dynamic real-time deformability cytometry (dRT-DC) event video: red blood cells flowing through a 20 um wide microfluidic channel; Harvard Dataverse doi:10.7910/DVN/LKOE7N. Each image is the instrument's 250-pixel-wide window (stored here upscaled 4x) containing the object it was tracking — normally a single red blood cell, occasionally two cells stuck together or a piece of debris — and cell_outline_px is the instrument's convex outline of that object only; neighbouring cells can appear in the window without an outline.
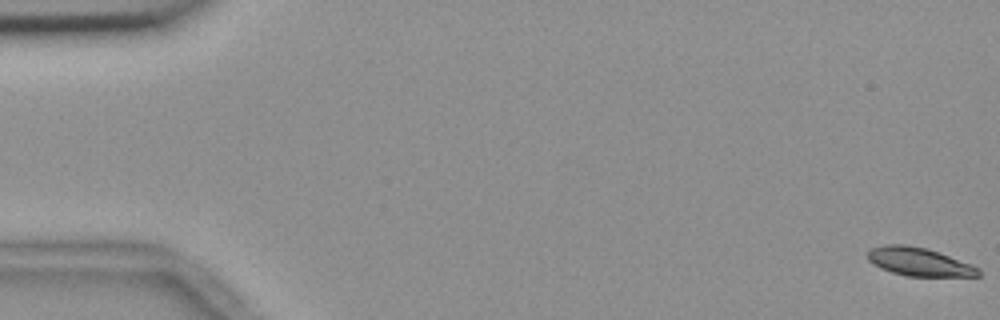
{"species": "common noctule bat (a hibernating species)", "species_latin": "Nyctalus noctula", "temperature_condition": "room temperature", "stored_images_in_passage": 56, "camera_frame_rate_fps": 3000, "um_per_image_px": 0.085, "animal": {"sex": "female", "body_mass_g": 18.4}, "frame": {"image": 1, "passage_image": 1, "time_ms": 0.0, "image_size_px": [1000, 320], "cell_outline_px": [[980, 276], [908, 276], [892, 272], [880, 268], [868, 260], [868, 248], [888, 244], [904, 244], [928, 248], [972, 264], [980, 268]], "centroid_in_image_um": [78.13, 22.24], "position_along_channel_um": 6.9, "area_um2": 18.38}}
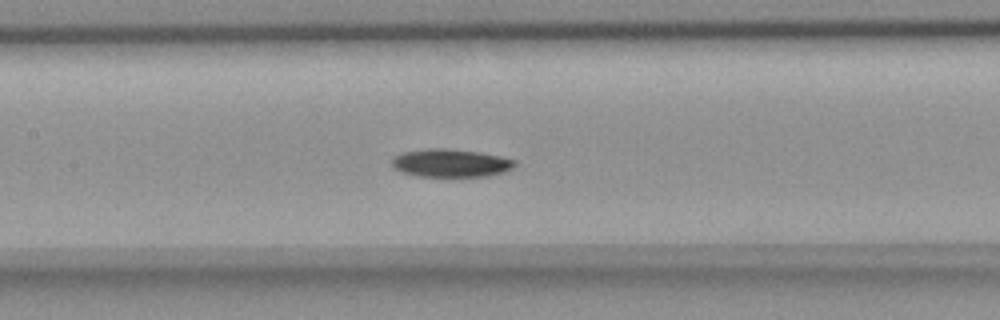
{"frame": {"image": 2, "passage_image": 27, "time_ms": 8.667, "image_size_px": [1000, 320], "cell_outline_px": [[516, 164], [512, 168], [504, 172], [488, 176], [416, 176], [400, 172], [392, 164], [392, 156], [400, 152], [428, 148], [444, 148], [480, 152], [500, 156], [516, 160]], "centroid_in_image_um": [38.29, 13.85], "position_along_channel_um": 169.1, "area_um2": 20.23}}
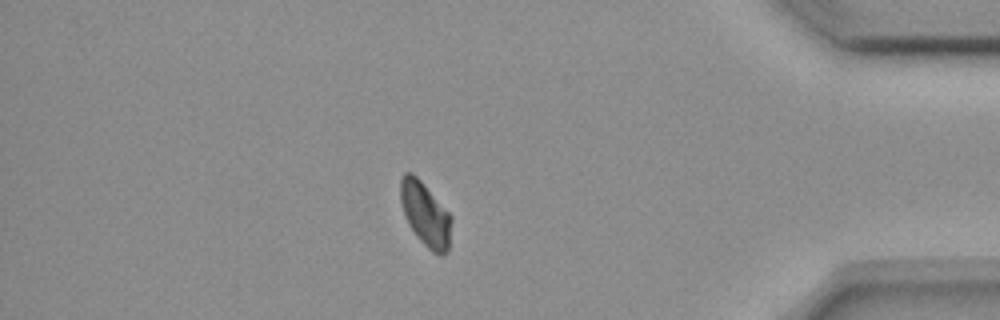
{"frame": {"image": 3, "passage_image": 49, "time_ms": 16.0, "image_size_px": [1000, 320], "cell_outline_px": [[452, 220], [448, 252], [440, 256], [432, 252], [416, 236], [408, 224], [400, 200], [400, 176], [404, 172], [412, 172], [420, 180], [452, 216]], "centroid_in_image_um": [36.15, 18.21], "position_along_channel_um": 399.0, "area_um2": 19.02}, "authors_computed_cell_mechanics": {"area_um2": 19.6231, "velocity_mm_per_s": 3.6359, "shape_relaxation_time_tau1_ms": 7.2083, "shape_relaxation_time_tau2_ms": null, "deformation_change_tau1": 0.1275, "deformation_change_tau2": null}}